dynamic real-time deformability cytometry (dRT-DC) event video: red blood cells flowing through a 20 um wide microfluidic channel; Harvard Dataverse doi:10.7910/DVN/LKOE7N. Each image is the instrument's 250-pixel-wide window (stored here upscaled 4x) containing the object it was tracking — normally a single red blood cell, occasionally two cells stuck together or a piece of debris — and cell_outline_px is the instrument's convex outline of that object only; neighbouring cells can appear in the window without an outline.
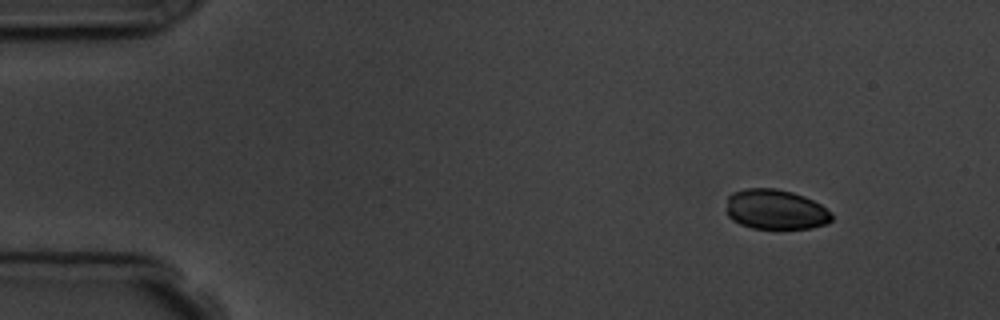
{"species": "common noctule bat (a hibernating species)", "species_latin": "Nyctalus noctula", "temperature_condition": "room temperature", "stored_images_in_passage": 4, "segment_of_instrument_passage": [1, 2], "camera_frame_rate_fps": 3000, "um_per_image_px": 0.085, "animal": {"sex": "male", "body_mass_g": 19.5, "forearm_length_mm": 54.6}, "frame": {"image": 1, "passage_image": 1, "time_ms": 0.0, "image_size_px": [1000, 320], "cell_outline_px": [[832, 220], [828, 224], [812, 228], [752, 228], [740, 224], [732, 220], [728, 216], [728, 196], [732, 192], [748, 188], [776, 188], [792, 192], [804, 196], [820, 204], [832, 212]], "centroid_in_image_um": [65.95, 17.8], "position_along_channel_um": 19.1, "area_um2": 24.57}}